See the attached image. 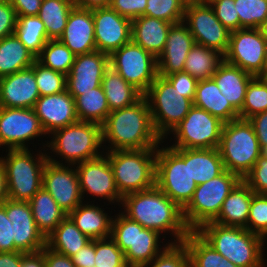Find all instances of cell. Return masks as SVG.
Returning <instances> with one entry per match:
<instances>
[{
	"label": "cell",
	"instance_id": "cell-47",
	"mask_svg": "<svg viewBox=\"0 0 267 267\" xmlns=\"http://www.w3.org/2000/svg\"><path fill=\"white\" fill-rule=\"evenodd\" d=\"M247 230L267 241V195L254 193L249 209Z\"/></svg>",
	"mask_w": 267,
	"mask_h": 267
},
{
	"label": "cell",
	"instance_id": "cell-62",
	"mask_svg": "<svg viewBox=\"0 0 267 267\" xmlns=\"http://www.w3.org/2000/svg\"><path fill=\"white\" fill-rule=\"evenodd\" d=\"M8 199L7 181L5 170L2 162L0 161V205Z\"/></svg>",
	"mask_w": 267,
	"mask_h": 267
},
{
	"label": "cell",
	"instance_id": "cell-43",
	"mask_svg": "<svg viewBox=\"0 0 267 267\" xmlns=\"http://www.w3.org/2000/svg\"><path fill=\"white\" fill-rule=\"evenodd\" d=\"M240 29H260L267 18V0H235Z\"/></svg>",
	"mask_w": 267,
	"mask_h": 267
},
{
	"label": "cell",
	"instance_id": "cell-30",
	"mask_svg": "<svg viewBox=\"0 0 267 267\" xmlns=\"http://www.w3.org/2000/svg\"><path fill=\"white\" fill-rule=\"evenodd\" d=\"M193 105L206 110L223 123L239 118V112L222 95L213 78L198 81Z\"/></svg>",
	"mask_w": 267,
	"mask_h": 267
},
{
	"label": "cell",
	"instance_id": "cell-53",
	"mask_svg": "<svg viewBox=\"0 0 267 267\" xmlns=\"http://www.w3.org/2000/svg\"><path fill=\"white\" fill-rule=\"evenodd\" d=\"M165 77L174 89H177L179 92L183 93L185 98L190 99L193 102L195 97V91L198 81L190 76L186 72H179Z\"/></svg>",
	"mask_w": 267,
	"mask_h": 267
},
{
	"label": "cell",
	"instance_id": "cell-44",
	"mask_svg": "<svg viewBox=\"0 0 267 267\" xmlns=\"http://www.w3.org/2000/svg\"><path fill=\"white\" fill-rule=\"evenodd\" d=\"M187 1L188 0H147L144 15L177 24L184 20Z\"/></svg>",
	"mask_w": 267,
	"mask_h": 267
},
{
	"label": "cell",
	"instance_id": "cell-41",
	"mask_svg": "<svg viewBox=\"0 0 267 267\" xmlns=\"http://www.w3.org/2000/svg\"><path fill=\"white\" fill-rule=\"evenodd\" d=\"M76 55L61 41L48 40L36 60L45 67L65 74L70 73Z\"/></svg>",
	"mask_w": 267,
	"mask_h": 267
},
{
	"label": "cell",
	"instance_id": "cell-15",
	"mask_svg": "<svg viewBox=\"0 0 267 267\" xmlns=\"http://www.w3.org/2000/svg\"><path fill=\"white\" fill-rule=\"evenodd\" d=\"M224 60L256 76L267 72L266 38L260 29L242 28L231 31Z\"/></svg>",
	"mask_w": 267,
	"mask_h": 267
},
{
	"label": "cell",
	"instance_id": "cell-19",
	"mask_svg": "<svg viewBox=\"0 0 267 267\" xmlns=\"http://www.w3.org/2000/svg\"><path fill=\"white\" fill-rule=\"evenodd\" d=\"M92 16L97 51L110 55L131 41L132 20L110 7L93 8Z\"/></svg>",
	"mask_w": 267,
	"mask_h": 267
},
{
	"label": "cell",
	"instance_id": "cell-2",
	"mask_svg": "<svg viewBox=\"0 0 267 267\" xmlns=\"http://www.w3.org/2000/svg\"><path fill=\"white\" fill-rule=\"evenodd\" d=\"M101 126L104 151L157 148L163 142L144 95L133 105L111 111Z\"/></svg>",
	"mask_w": 267,
	"mask_h": 267
},
{
	"label": "cell",
	"instance_id": "cell-24",
	"mask_svg": "<svg viewBox=\"0 0 267 267\" xmlns=\"http://www.w3.org/2000/svg\"><path fill=\"white\" fill-rule=\"evenodd\" d=\"M195 41L182 21L170 27L163 52L157 58L158 75L169 76L184 72L185 61Z\"/></svg>",
	"mask_w": 267,
	"mask_h": 267
},
{
	"label": "cell",
	"instance_id": "cell-63",
	"mask_svg": "<svg viewBox=\"0 0 267 267\" xmlns=\"http://www.w3.org/2000/svg\"><path fill=\"white\" fill-rule=\"evenodd\" d=\"M260 30L265 38H267V18L264 23L260 26Z\"/></svg>",
	"mask_w": 267,
	"mask_h": 267
},
{
	"label": "cell",
	"instance_id": "cell-48",
	"mask_svg": "<svg viewBox=\"0 0 267 267\" xmlns=\"http://www.w3.org/2000/svg\"><path fill=\"white\" fill-rule=\"evenodd\" d=\"M141 267H189V254L183 243L169 244L150 263Z\"/></svg>",
	"mask_w": 267,
	"mask_h": 267
},
{
	"label": "cell",
	"instance_id": "cell-67",
	"mask_svg": "<svg viewBox=\"0 0 267 267\" xmlns=\"http://www.w3.org/2000/svg\"><path fill=\"white\" fill-rule=\"evenodd\" d=\"M266 58H267V38H266Z\"/></svg>",
	"mask_w": 267,
	"mask_h": 267
},
{
	"label": "cell",
	"instance_id": "cell-1",
	"mask_svg": "<svg viewBox=\"0 0 267 267\" xmlns=\"http://www.w3.org/2000/svg\"><path fill=\"white\" fill-rule=\"evenodd\" d=\"M120 211L142 227L157 231L163 238L170 233L169 237H174L168 241L170 244L182 243L191 231L185 224L183 210L156 185L122 197Z\"/></svg>",
	"mask_w": 267,
	"mask_h": 267
},
{
	"label": "cell",
	"instance_id": "cell-46",
	"mask_svg": "<svg viewBox=\"0 0 267 267\" xmlns=\"http://www.w3.org/2000/svg\"><path fill=\"white\" fill-rule=\"evenodd\" d=\"M125 262L123 251L111 237L95 239L94 267H120Z\"/></svg>",
	"mask_w": 267,
	"mask_h": 267
},
{
	"label": "cell",
	"instance_id": "cell-23",
	"mask_svg": "<svg viewBox=\"0 0 267 267\" xmlns=\"http://www.w3.org/2000/svg\"><path fill=\"white\" fill-rule=\"evenodd\" d=\"M39 98L32 67L0 78V107L33 108Z\"/></svg>",
	"mask_w": 267,
	"mask_h": 267
},
{
	"label": "cell",
	"instance_id": "cell-50",
	"mask_svg": "<svg viewBox=\"0 0 267 267\" xmlns=\"http://www.w3.org/2000/svg\"><path fill=\"white\" fill-rule=\"evenodd\" d=\"M242 180L254 193L267 195V158L260 156Z\"/></svg>",
	"mask_w": 267,
	"mask_h": 267
},
{
	"label": "cell",
	"instance_id": "cell-8",
	"mask_svg": "<svg viewBox=\"0 0 267 267\" xmlns=\"http://www.w3.org/2000/svg\"><path fill=\"white\" fill-rule=\"evenodd\" d=\"M218 150L225 170L241 179L261 156L260 144L251 123L241 118L223 124Z\"/></svg>",
	"mask_w": 267,
	"mask_h": 267
},
{
	"label": "cell",
	"instance_id": "cell-57",
	"mask_svg": "<svg viewBox=\"0 0 267 267\" xmlns=\"http://www.w3.org/2000/svg\"><path fill=\"white\" fill-rule=\"evenodd\" d=\"M17 16L38 15L42 0H10Z\"/></svg>",
	"mask_w": 267,
	"mask_h": 267
},
{
	"label": "cell",
	"instance_id": "cell-11",
	"mask_svg": "<svg viewBox=\"0 0 267 267\" xmlns=\"http://www.w3.org/2000/svg\"><path fill=\"white\" fill-rule=\"evenodd\" d=\"M144 96L150 107L154 129L163 141L193 106L190 99L185 98L165 77L159 75Z\"/></svg>",
	"mask_w": 267,
	"mask_h": 267
},
{
	"label": "cell",
	"instance_id": "cell-40",
	"mask_svg": "<svg viewBox=\"0 0 267 267\" xmlns=\"http://www.w3.org/2000/svg\"><path fill=\"white\" fill-rule=\"evenodd\" d=\"M14 33L35 57L49 40L44 23L38 15L17 16Z\"/></svg>",
	"mask_w": 267,
	"mask_h": 267
},
{
	"label": "cell",
	"instance_id": "cell-26",
	"mask_svg": "<svg viewBox=\"0 0 267 267\" xmlns=\"http://www.w3.org/2000/svg\"><path fill=\"white\" fill-rule=\"evenodd\" d=\"M172 25L165 20L140 16L132 20L131 40L158 58L164 50Z\"/></svg>",
	"mask_w": 267,
	"mask_h": 267
},
{
	"label": "cell",
	"instance_id": "cell-34",
	"mask_svg": "<svg viewBox=\"0 0 267 267\" xmlns=\"http://www.w3.org/2000/svg\"><path fill=\"white\" fill-rule=\"evenodd\" d=\"M35 60L15 33L0 40V78L31 67Z\"/></svg>",
	"mask_w": 267,
	"mask_h": 267
},
{
	"label": "cell",
	"instance_id": "cell-18",
	"mask_svg": "<svg viewBox=\"0 0 267 267\" xmlns=\"http://www.w3.org/2000/svg\"><path fill=\"white\" fill-rule=\"evenodd\" d=\"M42 187L50 193L67 215L85 200L75 165H59L47 161L44 166Z\"/></svg>",
	"mask_w": 267,
	"mask_h": 267
},
{
	"label": "cell",
	"instance_id": "cell-35",
	"mask_svg": "<svg viewBox=\"0 0 267 267\" xmlns=\"http://www.w3.org/2000/svg\"><path fill=\"white\" fill-rule=\"evenodd\" d=\"M224 170L218 148L189 149V172L197 185L219 176Z\"/></svg>",
	"mask_w": 267,
	"mask_h": 267
},
{
	"label": "cell",
	"instance_id": "cell-32",
	"mask_svg": "<svg viewBox=\"0 0 267 267\" xmlns=\"http://www.w3.org/2000/svg\"><path fill=\"white\" fill-rule=\"evenodd\" d=\"M90 241L67 215L46 238V246L56 253L72 257Z\"/></svg>",
	"mask_w": 267,
	"mask_h": 267
},
{
	"label": "cell",
	"instance_id": "cell-52",
	"mask_svg": "<svg viewBox=\"0 0 267 267\" xmlns=\"http://www.w3.org/2000/svg\"><path fill=\"white\" fill-rule=\"evenodd\" d=\"M19 251L14 245L12 222L6 214V201L0 205V252Z\"/></svg>",
	"mask_w": 267,
	"mask_h": 267
},
{
	"label": "cell",
	"instance_id": "cell-20",
	"mask_svg": "<svg viewBox=\"0 0 267 267\" xmlns=\"http://www.w3.org/2000/svg\"><path fill=\"white\" fill-rule=\"evenodd\" d=\"M109 67V55L104 52L95 50L77 55L67 75L66 90L75 98L101 86L104 73Z\"/></svg>",
	"mask_w": 267,
	"mask_h": 267
},
{
	"label": "cell",
	"instance_id": "cell-56",
	"mask_svg": "<svg viewBox=\"0 0 267 267\" xmlns=\"http://www.w3.org/2000/svg\"><path fill=\"white\" fill-rule=\"evenodd\" d=\"M248 121L251 123L260 148L267 145V111L257 113L252 117L248 118Z\"/></svg>",
	"mask_w": 267,
	"mask_h": 267
},
{
	"label": "cell",
	"instance_id": "cell-61",
	"mask_svg": "<svg viewBox=\"0 0 267 267\" xmlns=\"http://www.w3.org/2000/svg\"><path fill=\"white\" fill-rule=\"evenodd\" d=\"M75 4L87 9L102 8L109 7L110 0H75Z\"/></svg>",
	"mask_w": 267,
	"mask_h": 267
},
{
	"label": "cell",
	"instance_id": "cell-13",
	"mask_svg": "<svg viewBox=\"0 0 267 267\" xmlns=\"http://www.w3.org/2000/svg\"><path fill=\"white\" fill-rule=\"evenodd\" d=\"M109 65L143 95L158 76L157 58L132 40L109 55Z\"/></svg>",
	"mask_w": 267,
	"mask_h": 267
},
{
	"label": "cell",
	"instance_id": "cell-7",
	"mask_svg": "<svg viewBox=\"0 0 267 267\" xmlns=\"http://www.w3.org/2000/svg\"><path fill=\"white\" fill-rule=\"evenodd\" d=\"M122 197L155 186L157 148L105 151Z\"/></svg>",
	"mask_w": 267,
	"mask_h": 267
},
{
	"label": "cell",
	"instance_id": "cell-16",
	"mask_svg": "<svg viewBox=\"0 0 267 267\" xmlns=\"http://www.w3.org/2000/svg\"><path fill=\"white\" fill-rule=\"evenodd\" d=\"M40 137L43 139L47 134L33 108L0 107V146L3 149H29L32 140Z\"/></svg>",
	"mask_w": 267,
	"mask_h": 267
},
{
	"label": "cell",
	"instance_id": "cell-17",
	"mask_svg": "<svg viewBox=\"0 0 267 267\" xmlns=\"http://www.w3.org/2000/svg\"><path fill=\"white\" fill-rule=\"evenodd\" d=\"M75 167L83 199L86 197L85 202L90 196L120 206L122 196L117 189L109 159L105 154L79 163Z\"/></svg>",
	"mask_w": 267,
	"mask_h": 267
},
{
	"label": "cell",
	"instance_id": "cell-33",
	"mask_svg": "<svg viewBox=\"0 0 267 267\" xmlns=\"http://www.w3.org/2000/svg\"><path fill=\"white\" fill-rule=\"evenodd\" d=\"M101 86L106 96L110 112L133 105L143 96L139 90L132 84L126 82L111 67L105 71Z\"/></svg>",
	"mask_w": 267,
	"mask_h": 267
},
{
	"label": "cell",
	"instance_id": "cell-12",
	"mask_svg": "<svg viewBox=\"0 0 267 267\" xmlns=\"http://www.w3.org/2000/svg\"><path fill=\"white\" fill-rule=\"evenodd\" d=\"M223 122L206 110L192 106L184 119L170 132L171 148H218ZM176 139V140H175Z\"/></svg>",
	"mask_w": 267,
	"mask_h": 267
},
{
	"label": "cell",
	"instance_id": "cell-6",
	"mask_svg": "<svg viewBox=\"0 0 267 267\" xmlns=\"http://www.w3.org/2000/svg\"><path fill=\"white\" fill-rule=\"evenodd\" d=\"M163 143L157 147L155 185L183 210L197 188L189 172V149Z\"/></svg>",
	"mask_w": 267,
	"mask_h": 267
},
{
	"label": "cell",
	"instance_id": "cell-28",
	"mask_svg": "<svg viewBox=\"0 0 267 267\" xmlns=\"http://www.w3.org/2000/svg\"><path fill=\"white\" fill-rule=\"evenodd\" d=\"M93 201L82 202L68 216L80 231L91 240L111 237L112 220L111 213L108 215L104 208L94 204ZM104 209V210H103Z\"/></svg>",
	"mask_w": 267,
	"mask_h": 267
},
{
	"label": "cell",
	"instance_id": "cell-31",
	"mask_svg": "<svg viewBox=\"0 0 267 267\" xmlns=\"http://www.w3.org/2000/svg\"><path fill=\"white\" fill-rule=\"evenodd\" d=\"M38 230L47 238L67 214L43 187L28 201Z\"/></svg>",
	"mask_w": 267,
	"mask_h": 267
},
{
	"label": "cell",
	"instance_id": "cell-42",
	"mask_svg": "<svg viewBox=\"0 0 267 267\" xmlns=\"http://www.w3.org/2000/svg\"><path fill=\"white\" fill-rule=\"evenodd\" d=\"M264 111H267V79L264 76H256L247 86L239 118L248 119Z\"/></svg>",
	"mask_w": 267,
	"mask_h": 267
},
{
	"label": "cell",
	"instance_id": "cell-45",
	"mask_svg": "<svg viewBox=\"0 0 267 267\" xmlns=\"http://www.w3.org/2000/svg\"><path fill=\"white\" fill-rule=\"evenodd\" d=\"M40 96L54 95L66 90L67 76L43 66L37 60L31 66Z\"/></svg>",
	"mask_w": 267,
	"mask_h": 267
},
{
	"label": "cell",
	"instance_id": "cell-37",
	"mask_svg": "<svg viewBox=\"0 0 267 267\" xmlns=\"http://www.w3.org/2000/svg\"><path fill=\"white\" fill-rule=\"evenodd\" d=\"M224 56L217 50L194 44L187 55L184 72L197 81L212 78Z\"/></svg>",
	"mask_w": 267,
	"mask_h": 267
},
{
	"label": "cell",
	"instance_id": "cell-58",
	"mask_svg": "<svg viewBox=\"0 0 267 267\" xmlns=\"http://www.w3.org/2000/svg\"><path fill=\"white\" fill-rule=\"evenodd\" d=\"M44 255L45 267H76L71 257L56 253L45 246L41 251Z\"/></svg>",
	"mask_w": 267,
	"mask_h": 267
},
{
	"label": "cell",
	"instance_id": "cell-66",
	"mask_svg": "<svg viewBox=\"0 0 267 267\" xmlns=\"http://www.w3.org/2000/svg\"><path fill=\"white\" fill-rule=\"evenodd\" d=\"M0 2H10V0H0Z\"/></svg>",
	"mask_w": 267,
	"mask_h": 267
},
{
	"label": "cell",
	"instance_id": "cell-54",
	"mask_svg": "<svg viewBox=\"0 0 267 267\" xmlns=\"http://www.w3.org/2000/svg\"><path fill=\"white\" fill-rule=\"evenodd\" d=\"M17 15L10 2H0V40L14 34Z\"/></svg>",
	"mask_w": 267,
	"mask_h": 267
},
{
	"label": "cell",
	"instance_id": "cell-4",
	"mask_svg": "<svg viewBox=\"0 0 267 267\" xmlns=\"http://www.w3.org/2000/svg\"><path fill=\"white\" fill-rule=\"evenodd\" d=\"M196 232L236 266L267 267L263 253L267 241L246 228L223 226L211 221L201 225Z\"/></svg>",
	"mask_w": 267,
	"mask_h": 267
},
{
	"label": "cell",
	"instance_id": "cell-55",
	"mask_svg": "<svg viewBox=\"0 0 267 267\" xmlns=\"http://www.w3.org/2000/svg\"><path fill=\"white\" fill-rule=\"evenodd\" d=\"M76 267H94L95 263V239L82 247L71 257Z\"/></svg>",
	"mask_w": 267,
	"mask_h": 267
},
{
	"label": "cell",
	"instance_id": "cell-5",
	"mask_svg": "<svg viewBox=\"0 0 267 267\" xmlns=\"http://www.w3.org/2000/svg\"><path fill=\"white\" fill-rule=\"evenodd\" d=\"M5 150L0 161L5 170L8 199L29 201L42 188L44 166L48 161L46 150L42 148L37 153L31 148Z\"/></svg>",
	"mask_w": 267,
	"mask_h": 267
},
{
	"label": "cell",
	"instance_id": "cell-29",
	"mask_svg": "<svg viewBox=\"0 0 267 267\" xmlns=\"http://www.w3.org/2000/svg\"><path fill=\"white\" fill-rule=\"evenodd\" d=\"M253 194L252 189L241 179L223 201L220 213L212 222L247 229Z\"/></svg>",
	"mask_w": 267,
	"mask_h": 267
},
{
	"label": "cell",
	"instance_id": "cell-60",
	"mask_svg": "<svg viewBox=\"0 0 267 267\" xmlns=\"http://www.w3.org/2000/svg\"><path fill=\"white\" fill-rule=\"evenodd\" d=\"M20 267H45L44 255L41 252L26 253Z\"/></svg>",
	"mask_w": 267,
	"mask_h": 267
},
{
	"label": "cell",
	"instance_id": "cell-51",
	"mask_svg": "<svg viewBox=\"0 0 267 267\" xmlns=\"http://www.w3.org/2000/svg\"><path fill=\"white\" fill-rule=\"evenodd\" d=\"M147 0H110L109 7L130 20L144 16Z\"/></svg>",
	"mask_w": 267,
	"mask_h": 267
},
{
	"label": "cell",
	"instance_id": "cell-38",
	"mask_svg": "<svg viewBox=\"0 0 267 267\" xmlns=\"http://www.w3.org/2000/svg\"><path fill=\"white\" fill-rule=\"evenodd\" d=\"M75 0H42L39 18L43 21L49 40L62 35Z\"/></svg>",
	"mask_w": 267,
	"mask_h": 267
},
{
	"label": "cell",
	"instance_id": "cell-49",
	"mask_svg": "<svg viewBox=\"0 0 267 267\" xmlns=\"http://www.w3.org/2000/svg\"><path fill=\"white\" fill-rule=\"evenodd\" d=\"M213 8L217 19L229 30L240 29L239 16L236 15L235 0H206Z\"/></svg>",
	"mask_w": 267,
	"mask_h": 267
},
{
	"label": "cell",
	"instance_id": "cell-9",
	"mask_svg": "<svg viewBox=\"0 0 267 267\" xmlns=\"http://www.w3.org/2000/svg\"><path fill=\"white\" fill-rule=\"evenodd\" d=\"M117 211L119 213H115L112 220L111 238L123 251L127 263L141 267L150 263L170 244L157 231L144 228L127 218L120 210ZM161 237L164 242L167 241L166 244H163Z\"/></svg>",
	"mask_w": 267,
	"mask_h": 267
},
{
	"label": "cell",
	"instance_id": "cell-21",
	"mask_svg": "<svg viewBox=\"0 0 267 267\" xmlns=\"http://www.w3.org/2000/svg\"><path fill=\"white\" fill-rule=\"evenodd\" d=\"M6 214L12 222L15 247L24 253H37L46 246L28 201L6 200Z\"/></svg>",
	"mask_w": 267,
	"mask_h": 267
},
{
	"label": "cell",
	"instance_id": "cell-59",
	"mask_svg": "<svg viewBox=\"0 0 267 267\" xmlns=\"http://www.w3.org/2000/svg\"><path fill=\"white\" fill-rule=\"evenodd\" d=\"M25 254L21 251L0 252V267H20Z\"/></svg>",
	"mask_w": 267,
	"mask_h": 267
},
{
	"label": "cell",
	"instance_id": "cell-36",
	"mask_svg": "<svg viewBox=\"0 0 267 267\" xmlns=\"http://www.w3.org/2000/svg\"><path fill=\"white\" fill-rule=\"evenodd\" d=\"M182 243L189 254V267H239L217 252L196 231H190Z\"/></svg>",
	"mask_w": 267,
	"mask_h": 267
},
{
	"label": "cell",
	"instance_id": "cell-65",
	"mask_svg": "<svg viewBox=\"0 0 267 267\" xmlns=\"http://www.w3.org/2000/svg\"><path fill=\"white\" fill-rule=\"evenodd\" d=\"M120 267H137V266L125 262V263H124L122 266H120Z\"/></svg>",
	"mask_w": 267,
	"mask_h": 267
},
{
	"label": "cell",
	"instance_id": "cell-14",
	"mask_svg": "<svg viewBox=\"0 0 267 267\" xmlns=\"http://www.w3.org/2000/svg\"><path fill=\"white\" fill-rule=\"evenodd\" d=\"M183 22L188 26L195 44L217 50L223 56L226 54L231 31L217 19L206 0H188Z\"/></svg>",
	"mask_w": 267,
	"mask_h": 267
},
{
	"label": "cell",
	"instance_id": "cell-10",
	"mask_svg": "<svg viewBox=\"0 0 267 267\" xmlns=\"http://www.w3.org/2000/svg\"><path fill=\"white\" fill-rule=\"evenodd\" d=\"M241 178L232 172L224 170L219 176L197 185L194 195L183 209V218L191 231H196L201 225L213 221L231 190Z\"/></svg>",
	"mask_w": 267,
	"mask_h": 267
},
{
	"label": "cell",
	"instance_id": "cell-27",
	"mask_svg": "<svg viewBox=\"0 0 267 267\" xmlns=\"http://www.w3.org/2000/svg\"><path fill=\"white\" fill-rule=\"evenodd\" d=\"M255 76L223 60L212 76L226 100L239 112L244 104L246 89Z\"/></svg>",
	"mask_w": 267,
	"mask_h": 267
},
{
	"label": "cell",
	"instance_id": "cell-25",
	"mask_svg": "<svg viewBox=\"0 0 267 267\" xmlns=\"http://www.w3.org/2000/svg\"><path fill=\"white\" fill-rule=\"evenodd\" d=\"M58 40L76 56L97 50L92 9L75 5L69 13L66 27Z\"/></svg>",
	"mask_w": 267,
	"mask_h": 267
},
{
	"label": "cell",
	"instance_id": "cell-39",
	"mask_svg": "<svg viewBox=\"0 0 267 267\" xmlns=\"http://www.w3.org/2000/svg\"><path fill=\"white\" fill-rule=\"evenodd\" d=\"M75 109L79 121L102 125L110 113L102 86L76 96Z\"/></svg>",
	"mask_w": 267,
	"mask_h": 267
},
{
	"label": "cell",
	"instance_id": "cell-22",
	"mask_svg": "<svg viewBox=\"0 0 267 267\" xmlns=\"http://www.w3.org/2000/svg\"><path fill=\"white\" fill-rule=\"evenodd\" d=\"M33 109L47 136L57 129L79 121L75 100L67 90L54 95L40 96Z\"/></svg>",
	"mask_w": 267,
	"mask_h": 267
},
{
	"label": "cell",
	"instance_id": "cell-3",
	"mask_svg": "<svg viewBox=\"0 0 267 267\" xmlns=\"http://www.w3.org/2000/svg\"><path fill=\"white\" fill-rule=\"evenodd\" d=\"M48 137L52 139L42 142V147L46 150L48 161L55 164L77 165L105 153L102 126L97 123L78 121L53 131ZM53 154L61 160L55 159L56 156Z\"/></svg>",
	"mask_w": 267,
	"mask_h": 267
},
{
	"label": "cell",
	"instance_id": "cell-64",
	"mask_svg": "<svg viewBox=\"0 0 267 267\" xmlns=\"http://www.w3.org/2000/svg\"><path fill=\"white\" fill-rule=\"evenodd\" d=\"M261 156L267 158V145L261 148Z\"/></svg>",
	"mask_w": 267,
	"mask_h": 267
}]
</instances>
